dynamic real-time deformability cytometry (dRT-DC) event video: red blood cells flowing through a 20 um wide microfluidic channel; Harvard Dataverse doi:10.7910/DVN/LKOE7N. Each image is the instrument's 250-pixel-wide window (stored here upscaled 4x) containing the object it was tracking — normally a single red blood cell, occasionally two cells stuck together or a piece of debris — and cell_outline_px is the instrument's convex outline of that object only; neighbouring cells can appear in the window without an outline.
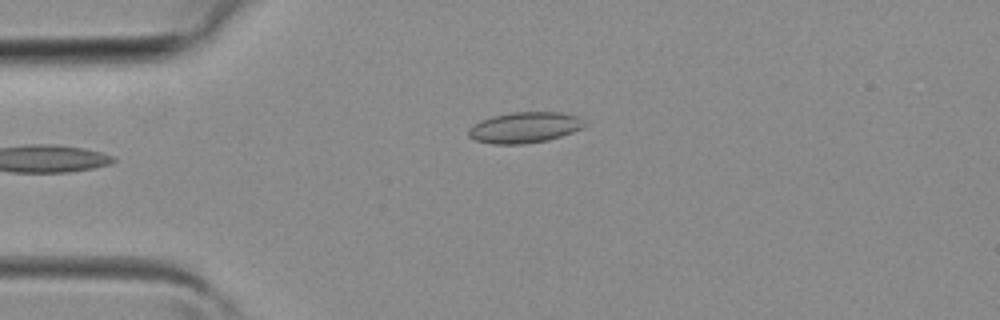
{"species": "common noctule bat (a hibernating species)", "species_latin": "Nyctalus noctula", "temperature_condition": "room temperature", "stored_images_in_passage": 4, "camera_frame_rate_fps": 3000, "um_per_image_px": 0.085, "animal": {"sex": "female", "body_mass_g": 19.3, "forearm_length_mm": 54.1}, "frame": {"image": 1, "passage_image": 4, "time_ms": 1.0, "image_size_px": [1000, 320], "cell_outline_px": [[588, 124], [572, 132], [548, 140], [524, 144], [492, 144], [476, 140], [468, 136], [468, 128], [480, 120], [492, 116], [512, 112], [560, 112], [580, 116]], "centroid_in_image_um": [44.6, 10.83], "position_along_channel_um": 40.4, "area_um2": 20.98}}